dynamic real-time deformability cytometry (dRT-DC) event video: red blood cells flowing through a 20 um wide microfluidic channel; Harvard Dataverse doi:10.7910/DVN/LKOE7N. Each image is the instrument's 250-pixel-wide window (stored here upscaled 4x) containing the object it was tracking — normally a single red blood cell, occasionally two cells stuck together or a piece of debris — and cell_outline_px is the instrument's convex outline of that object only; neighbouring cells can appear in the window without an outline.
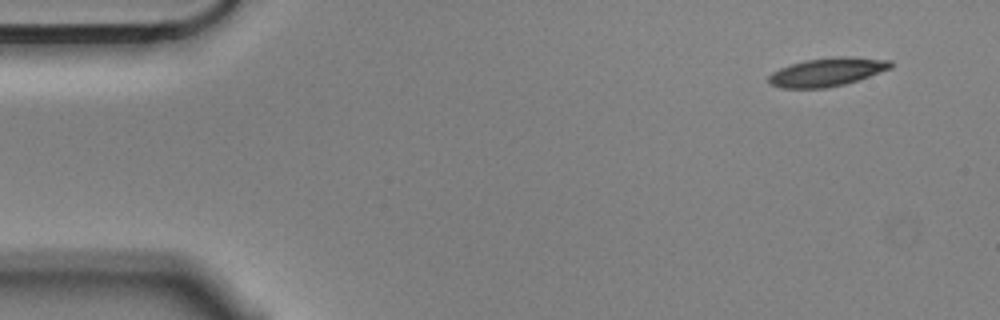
{"species": "Egyptian fruit bat (a non-hibernating species)", "species_latin": "Rousettus aegyptiacus", "temperature_condition": "cold", "stored_images_in_passage": 4, "segment_of_instrument_passage": [1, 2], "camera_frame_rate_fps": 3000, "um_per_image_px": 0.085, "animal": {"sex": "male"}, "frame": {"image": 1, "passage_image": 1, "time_ms": 0.0, "image_size_px": [1000, 320], "cell_outline_px": [[892, 68], [844, 84], [824, 88], [780, 88], [768, 84], [768, 76], [772, 72], [780, 68], [804, 60], [840, 56], [848, 56], [892, 60]], "centroid_in_image_um": [70.28, 6.12], "position_along_channel_um": 14.7, "area_um2": 20.17}}